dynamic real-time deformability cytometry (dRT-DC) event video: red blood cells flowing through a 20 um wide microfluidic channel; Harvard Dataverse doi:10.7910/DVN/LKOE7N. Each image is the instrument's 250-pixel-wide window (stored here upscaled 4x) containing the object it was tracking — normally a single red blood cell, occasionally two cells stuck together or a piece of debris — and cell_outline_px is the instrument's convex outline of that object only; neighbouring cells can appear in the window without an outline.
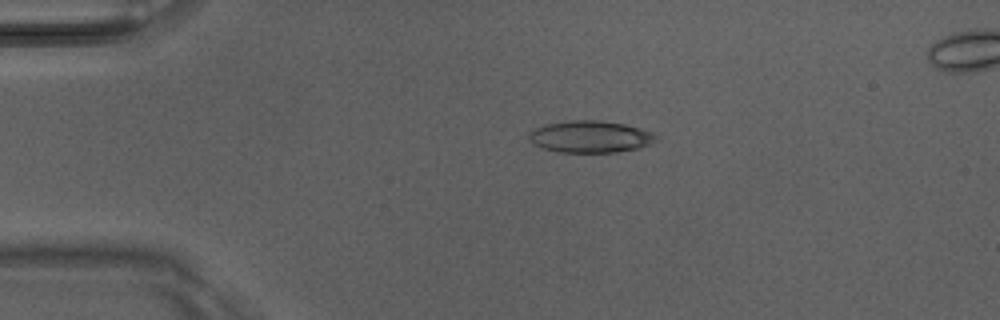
{"species": "Egyptian fruit bat (a non-hibernating species)", "species_latin": "Rousettus aegyptiacus", "temperature_condition": "room temperature", "stored_images_in_passage": 5, "camera_frame_rate_fps": 3000, "um_per_image_px": 0.085, "animal": {"sex": "male"}, "frame": {"image": 1, "passage_image": 3, "time_ms": 0.667, "image_size_px": [1000, 320], "cell_outline_px": [[660, 136], [652, 144], [640, 148], [616, 152], [556, 152], [544, 148], [528, 140], [528, 132], [536, 128], [548, 124], [572, 120], [600, 120], [624, 124], [640, 128], [652, 132]], "centroid_in_image_um": [50.22, 11.62], "position_along_channel_um": 34.8, "area_um2": 23.7}}